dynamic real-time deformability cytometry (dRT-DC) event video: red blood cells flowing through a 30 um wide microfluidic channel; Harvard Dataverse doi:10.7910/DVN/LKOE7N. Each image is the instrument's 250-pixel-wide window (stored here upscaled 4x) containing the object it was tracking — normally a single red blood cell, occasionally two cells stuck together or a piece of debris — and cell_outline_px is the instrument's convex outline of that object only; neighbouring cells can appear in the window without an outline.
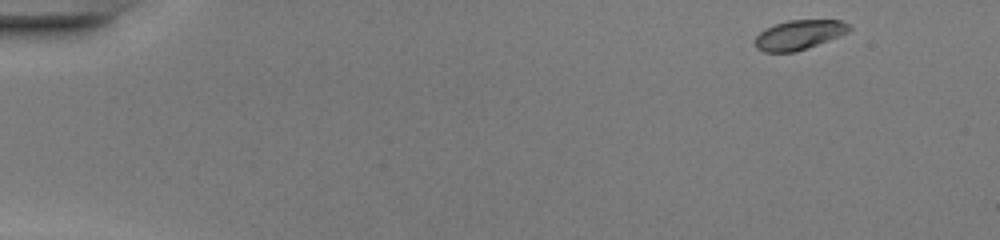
{"species": "common noctule bat (a hibernating species)", "species_latin": "Nyctalus noctula", "temperature_condition": "warm", "stored_images_in_passage": 45, "camera_frame_rate_fps": 3000, "um_per_image_px": 0.085, "animal": {"sex": "female", "body_mass_g": 20.0, "forearm_length_mm": 54.0}, "frame": {"image": 1, "passage_image": 1, "time_ms": 0.0, "image_size_px": [1000, 240], "cell_outline_px": [[852, 28], [848, 32], [840, 36], [796, 52], [764, 52], [756, 48], [756, 36], [764, 28], [788, 20], [840, 20], [848, 24]], "centroid_in_image_um": [67.92, 2.96], "position_along_channel_um": 17.1, "area_um2": 16.18}}
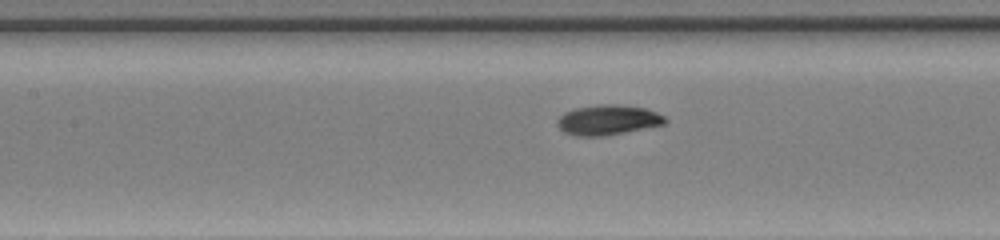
{"frame": {"image": 2, "passage_image": 20, "time_ms": 6.333, "image_size_px": [1000, 240], "cell_outline_px": [[668, 120], [664, 124], [604, 136], [576, 136], [564, 132], [556, 124], [556, 120], [564, 112], [576, 108], [600, 104], [620, 104], [644, 108], [656, 112], [664, 116]], "centroid_in_image_um": [51.65, 10.19], "position_along_channel_um": 155.8, "area_um2": 18.84}}
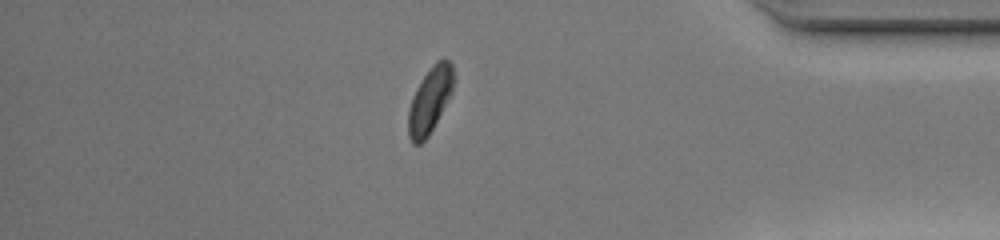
{"frame": {"image": 3, "passage_image": 39, "time_ms": 12.667, "image_size_px": [1000, 240], "cell_outline_px": [[456, 76], [452, 92], [428, 136], [420, 144], [412, 144], [408, 136], [408, 108], [412, 96], [416, 88], [424, 76], [436, 60], [444, 56], [452, 64]], "centroid_in_image_um": [36.55, 8.47], "position_along_channel_um": 398.6, "area_um2": 17.57}, "authors_computed_cell_mechanics": {"area_um2": 17.629, "velocity_mm_per_s": 4.2693, "shape_relaxation_time_tau1_ms": 1.8569, "shape_relaxation_time_tau2_ms": 1.6562, "deformation_change_tau1": 0.1541, "deformation_change_tau2": 0.0463}}